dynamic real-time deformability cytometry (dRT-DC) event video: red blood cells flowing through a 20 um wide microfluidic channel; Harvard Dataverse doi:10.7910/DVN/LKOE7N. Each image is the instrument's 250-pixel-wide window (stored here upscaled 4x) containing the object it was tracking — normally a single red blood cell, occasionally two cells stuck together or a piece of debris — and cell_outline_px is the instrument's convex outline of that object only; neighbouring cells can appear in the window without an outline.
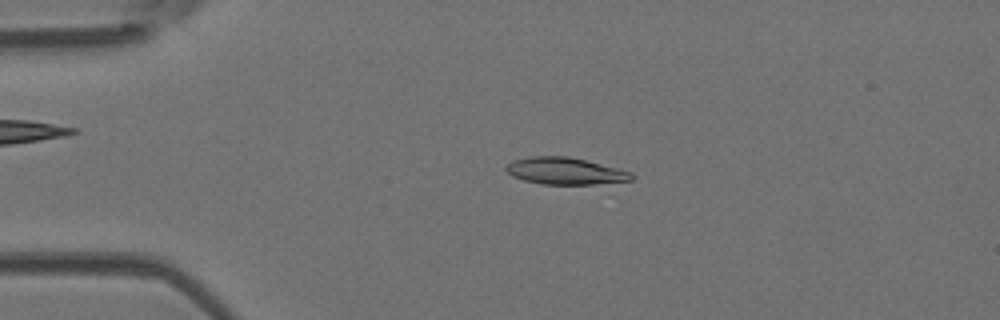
{"species": "Egyptian fruit bat (a non-hibernating species)", "species_latin": "Rousettus aegyptiacus", "temperature_condition": "room temperature", "stored_images_in_passage": 32, "camera_frame_rate_fps": 3000, "um_per_image_px": 0.085, "animal": {"sex": "female"}, "frame": {"image": 1, "passage_image": 11, "time_ms": 3.333, "image_size_px": [1000, 320], "cell_outline_px": [[632, 180], [592, 184], [540, 184], [524, 180], [512, 176], [504, 168], [512, 160], [532, 156], [568, 156], [632, 172]], "centroid_in_image_um": [47.98, 14.53], "position_along_channel_um": 37.0, "area_um2": 19.42}}
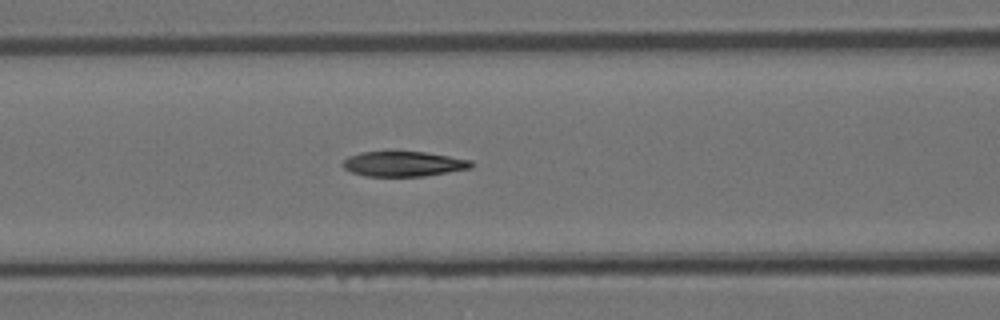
{"frame": {"image": 2, "passage_image": 21, "time_ms": 6.667, "image_size_px": [1000, 320], "cell_outline_px": [[472, 168], [424, 176], [364, 176], [352, 172], [344, 168], [340, 164], [348, 156], [360, 152], [424, 152], [472, 160]], "centroid_in_image_um": [34.27, 13.93], "position_along_channel_um": 132.3, "area_um2": 18.67}}
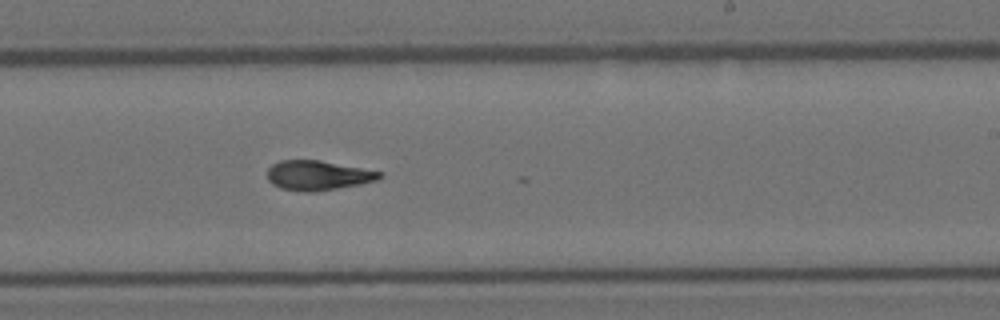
{"frame": {"image": 3, "passage_image": 31, "time_ms": 10.0, "image_size_px": [1000, 320], "cell_outline_px": [[384, 176], [376, 180], [360, 184], [316, 192], [304, 192], [280, 188], [272, 184], [268, 180], [268, 168], [272, 164], [280, 160], [320, 160], [384, 172]], "centroid_in_image_um": [27.03, 14.91], "position_along_channel_um": 262.0, "area_um2": 19.54}}